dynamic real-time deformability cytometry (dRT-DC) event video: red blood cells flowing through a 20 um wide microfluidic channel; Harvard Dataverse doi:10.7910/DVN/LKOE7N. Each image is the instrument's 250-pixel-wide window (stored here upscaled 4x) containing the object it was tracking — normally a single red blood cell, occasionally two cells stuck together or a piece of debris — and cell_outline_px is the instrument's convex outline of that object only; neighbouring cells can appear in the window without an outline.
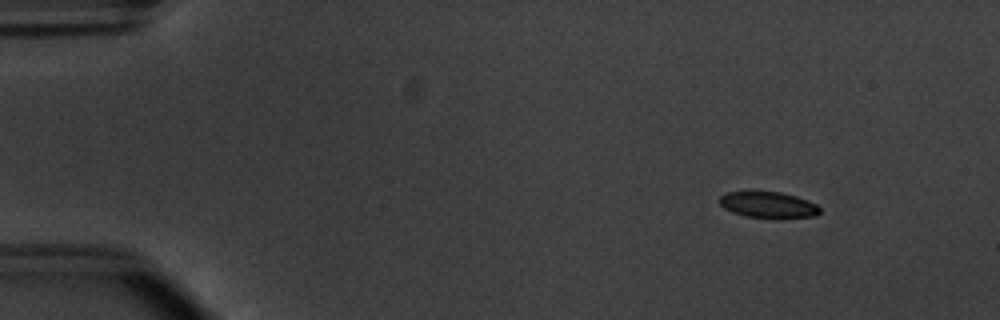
{"species": "common noctule bat (a hibernating species)", "species_latin": "Nyctalus noctula", "temperature_condition": "warm", "stored_images_in_passage": 54, "camera_frame_rate_fps": 3000, "um_per_image_px": 0.085, "animal": {"sex": "male", "body_mass_g": 20.1, "forearm_length_mm": 53.5}, "frame": {"image": 1, "passage_image": 7, "time_ms": 2.0, "image_size_px": [1000, 320], "cell_outline_px": [[820, 212], [816, 216], [784, 220], [772, 220], [744, 216], [732, 212], [724, 208], [720, 204], [720, 196], [724, 192], [780, 192], [796, 196], [816, 204], [820, 208]], "centroid_in_image_um": [65.33, 17.46], "position_along_channel_um": 19.7, "area_um2": 15.84}}
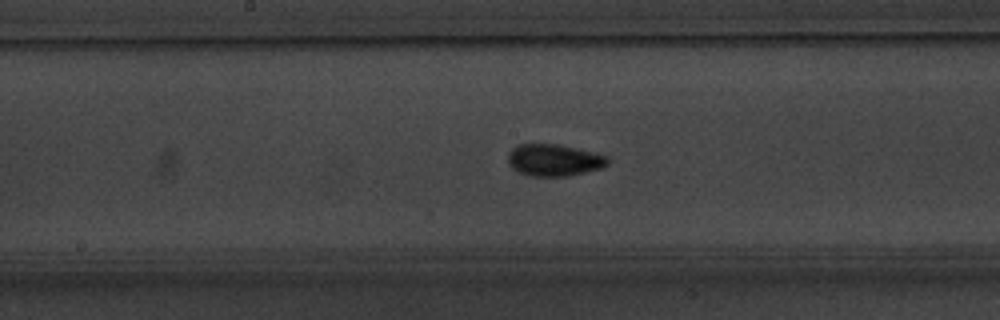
{"frame": {"image": 2, "passage_image": 29, "time_ms": 9.333, "image_size_px": [1000, 320], "cell_outline_px": [[608, 164], [600, 168], [568, 176], [532, 176], [520, 172], [512, 168], [508, 164], [508, 152], [516, 144], [560, 144], [608, 156]], "centroid_in_image_um": [47.06, 13.6], "position_along_channel_um": 201.1, "area_um2": 18.5}}
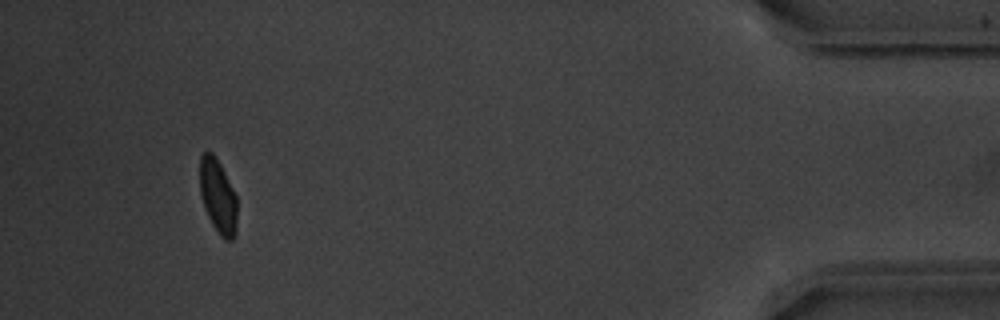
{"frame": {"image": 3, "passage_image": 51, "time_ms": 16.667, "image_size_px": [1000, 320], "cell_outline_px": [[236, 236], [232, 240], [224, 240], [220, 236], [212, 224], [204, 208], [200, 192], [200, 156], [204, 152], [212, 152], [220, 164], [236, 196]], "centroid_in_image_um": [18.52, 16.71], "position_along_channel_um": 416.7, "area_um2": 16.01}, "authors_computed_cell_mechanics": {"area_um2": 16.6753, "velocity_mm_per_s": 3.8043, "shape_relaxation_time_tau1_ms": 2.9044, "shape_relaxation_time_tau2_ms": 1.3437, "deformation_change_tau1": 0.1186, "deformation_change_tau2": 0.0487}}